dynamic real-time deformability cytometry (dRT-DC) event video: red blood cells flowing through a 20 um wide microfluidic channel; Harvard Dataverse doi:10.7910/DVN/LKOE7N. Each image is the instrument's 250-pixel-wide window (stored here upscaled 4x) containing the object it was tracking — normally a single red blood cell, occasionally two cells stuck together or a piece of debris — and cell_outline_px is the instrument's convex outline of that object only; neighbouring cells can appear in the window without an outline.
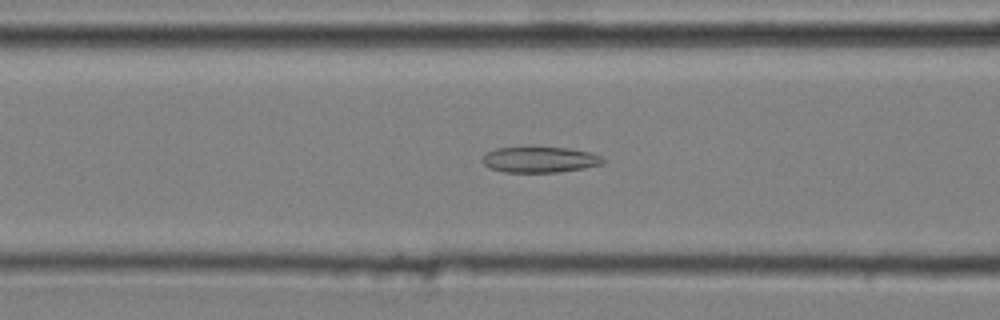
{"species": "common noctule bat (a hibernating species)", "species_latin": "Nyctalus noctula", "temperature_condition": "cold", "stored_images_in_passage": 52, "camera_frame_rate_fps": 3000, "um_per_image_px": 0.085, "animal": {"sex": "male", "body_mass_g": 20.4}, "frame": {"image": 1, "passage_image": 21, "time_ms": 6.667, "image_size_px": [1000, 320], "cell_outline_px": [[604, 164], [584, 168], [560, 172], [504, 172], [488, 168], [480, 160], [488, 152], [496, 148], [528, 144], [572, 148], [592, 152], [600, 156], [604, 160]], "centroid_in_image_um": [45.87, 13.52], "position_along_channel_um": 120.7, "area_um2": 19.19}}
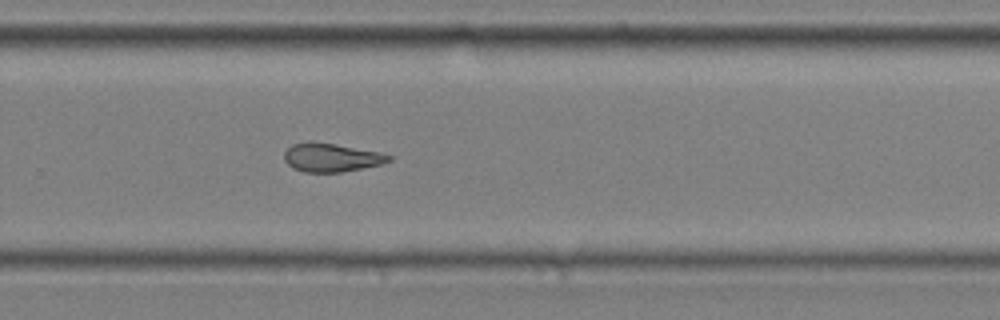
{"frame": {"image": 2, "passage_image": 36, "time_ms": 11.667, "image_size_px": [1000, 320], "cell_outline_px": [[392, 160], [384, 164], [340, 172], [304, 172], [292, 168], [284, 160], [284, 152], [292, 144], [308, 140], [336, 144], [380, 152], [392, 156]], "centroid_in_image_um": [28.15, 13.38], "position_along_channel_um": 301.6, "area_um2": 17.63}}
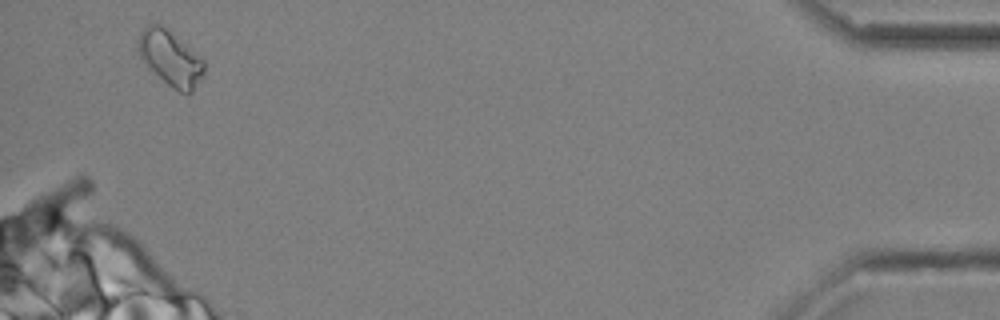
{"frame": {"image": 3, "passage_image": 51, "time_ms": 16.667, "image_size_px": [1000, 320], "cell_outline_px": [[204, 72], [192, 92], [188, 96], [172, 88], [140, 56], [136, 48], [136, 40], [140, 32], [148, 24], [160, 24], [204, 60]], "centroid_in_image_um": [14.47, 4.95], "position_along_channel_um": 420.7, "area_um2": 20.52}, "authors_computed_cell_mechanics": {"area_um2": 18.5538, "velocity_mm_per_s": 3.6263, "shape_relaxation_time_tau1_ms": null, "shape_relaxation_time_tau2_ms": 2.9073, "deformation_change_tau1": null, "deformation_change_tau2": 0.0991}}